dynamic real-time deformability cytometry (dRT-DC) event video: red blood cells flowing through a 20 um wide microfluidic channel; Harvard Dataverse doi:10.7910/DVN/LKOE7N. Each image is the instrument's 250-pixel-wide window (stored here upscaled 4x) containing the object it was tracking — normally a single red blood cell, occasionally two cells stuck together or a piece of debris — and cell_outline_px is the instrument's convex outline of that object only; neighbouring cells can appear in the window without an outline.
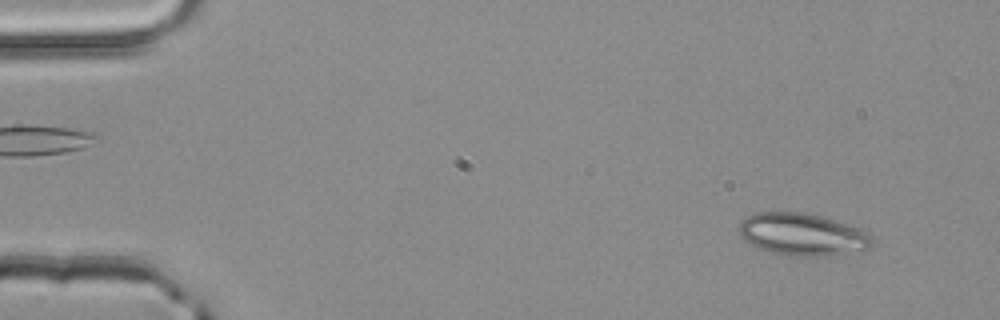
{"species": "common noctule bat (a hibernating species)", "species_latin": "Nyctalus noctula", "temperature_condition": "room temperature", "stored_images_in_passage": 21, "camera_frame_rate_fps": 3000, "um_per_image_px": 0.085, "animal": {"sex": "male", "body_mass_g": 20.4}, "frame": {"image": 1, "passage_image": 4, "time_ms": 1.0, "image_size_px": [1000, 320], "cell_outline_px": [[872, 244], [868, 248], [828, 256], [788, 256], [756, 248], [744, 240], [740, 236], [736, 228], [740, 220], [756, 212], [804, 212], [836, 220], [860, 228], [868, 232], [872, 236]], "centroid_in_image_um": [68.14, 19.92], "position_along_channel_um": 16.9, "area_um2": 33.12}}
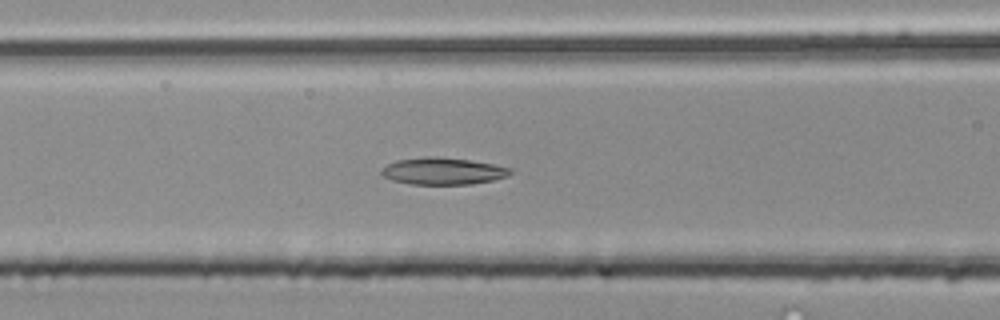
{"frame": {"image": 2, "passage_image": 21, "time_ms": 6.667, "image_size_px": [1000, 320], "cell_outline_px": [[512, 172], [508, 176], [492, 180], [472, 184], [412, 184], [392, 180], [384, 176], [380, 172], [380, 168], [396, 160], [424, 156], [436, 156], [468, 160], [492, 164], [512, 168]], "centroid_in_image_um": [37.62, 14.54], "position_along_channel_um": 129.0, "area_um2": 20.23}}